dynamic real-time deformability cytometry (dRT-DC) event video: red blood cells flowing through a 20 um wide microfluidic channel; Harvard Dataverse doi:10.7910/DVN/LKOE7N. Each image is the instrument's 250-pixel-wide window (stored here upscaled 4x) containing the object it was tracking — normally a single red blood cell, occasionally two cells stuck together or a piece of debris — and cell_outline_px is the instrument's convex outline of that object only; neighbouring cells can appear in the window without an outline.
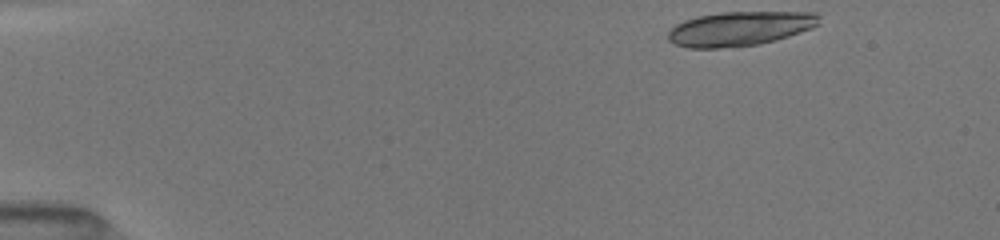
{"species": "common noctule bat (a hibernating species)", "species_latin": "Nyctalus noctula", "temperature_condition": "room temperature", "stored_images_in_passage": 18, "camera_frame_rate_fps": 3000, "um_per_image_px": 0.085, "animal": {"sex": "female", "body_mass_g": 19.5, "forearm_length_mm": 54.1}, "frame": {"image": 1, "passage_image": 1, "time_ms": 0.0, "image_size_px": [1000, 240], "cell_outline_px": [[820, 24], [812, 28], [776, 40], [760, 44], [720, 48], [688, 48], [676, 44], [668, 40], [668, 32], [676, 24], [684, 20], [696, 16], [720, 12], [816, 12], [820, 16]], "centroid_in_image_um": [62.89, 2.43], "position_along_channel_um": 22.1, "area_um2": 30.4}}